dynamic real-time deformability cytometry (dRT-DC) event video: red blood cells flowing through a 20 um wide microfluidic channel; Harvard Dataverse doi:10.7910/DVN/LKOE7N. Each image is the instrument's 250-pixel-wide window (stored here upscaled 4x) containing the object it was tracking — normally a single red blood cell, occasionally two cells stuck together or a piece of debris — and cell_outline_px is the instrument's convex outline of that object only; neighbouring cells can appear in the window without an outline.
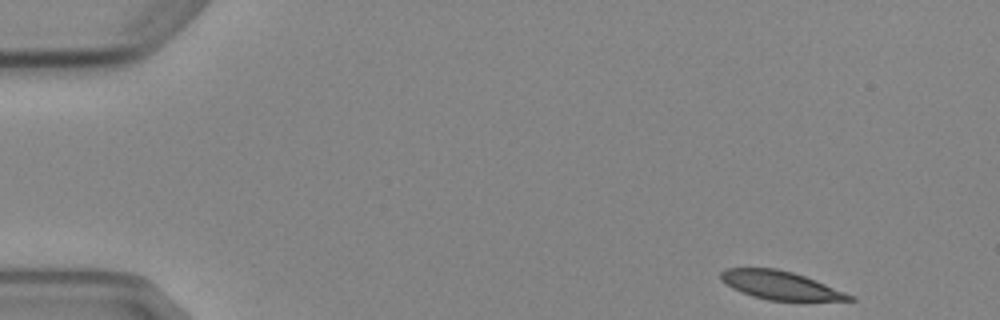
{"species": "Egyptian fruit bat (a non-hibernating species)", "species_latin": "Rousettus aegyptiacus", "temperature_condition": "cold", "stored_images_in_passage": 4, "camera_frame_rate_fps": 3000, "um_per_image_px": 0.085, "animal": {"sex": "female"}, "frame": {"image": 1, "passage_image": 1, "time_ms": 0.0, "image_size_px": [1000, 320], "cell_outline_px": [[856, 300], [768, 300], [752, 296], [732, 288], [720, 280], [720, 272], [724, 268], [776, 268], [792, 272], [804, 276], [844, 292], [852, 296]], "centroid_in_image_um": [66.24, 24.23], "position_along_channel_um": 18.8, "area_um2": 20.87}}
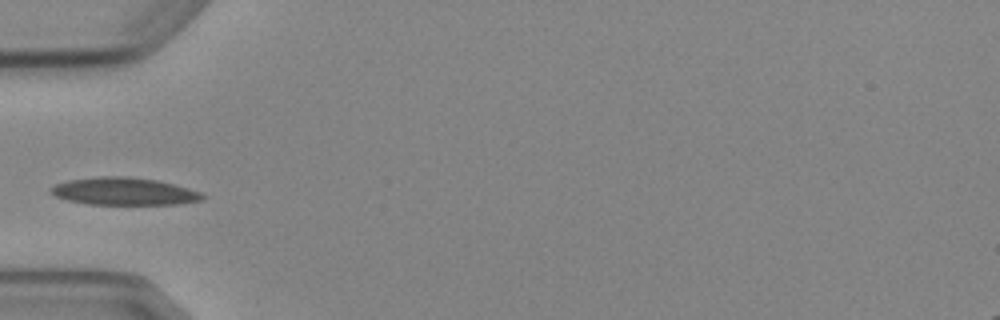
{"frame": {"image": 2, "passage_image": 4, "time_ms": 4.333, "image_size_px": [1000, 320], "cell_outline_px": [[204, 196], [200, 200], [180, 204], [88, 204], [68, 200], [56, 196], [48, 188], [56, 184], [68, 180], [100, 176], [128, 176], [156, 180], [188, 188], [200, 192]], "centroid_in_image_um": [10.52, 16.26], "position_along_channel_um": 74.5, "area_um2": 24.04}}